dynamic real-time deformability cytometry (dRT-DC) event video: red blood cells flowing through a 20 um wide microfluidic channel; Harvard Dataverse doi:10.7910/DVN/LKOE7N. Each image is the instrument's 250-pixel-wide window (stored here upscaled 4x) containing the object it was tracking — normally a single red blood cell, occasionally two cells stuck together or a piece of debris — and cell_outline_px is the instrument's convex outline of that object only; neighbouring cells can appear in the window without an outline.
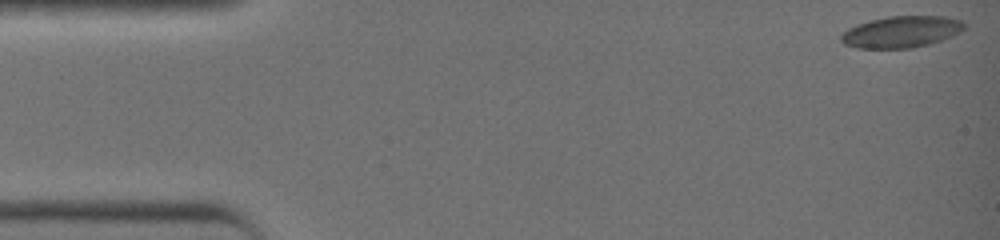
{"species": "common noctule bat (a hibernating species)", "species_latin": "Nyctalus noctula", "temperature_condition": "warm", "stored_images_in_passage": 13, "camera_frame_rate_fps": 3000, "um_per_image_px": 0.085, "animal": {"sex": "female", "body_mass_g": 19.0, "forearm_length_mm": 51.5}, "frame": {"image": 1, "passage_image": 1, "time_ms": 0.0, "image_size_px": [1000, 240], "cell_outline_px": [[964, 28], [952, 36], [928, 44], [912, 48], [856, 48], [844, 44], [840, 40], [840, 36], [848, 28], [856, 24], [888, 16], [944, 16], [960, 20], [964, 24]], "centroid_in_image_um": [76.57, 2.71], "position_along_channel_um": 8.4, "area_um2": 22.48}}
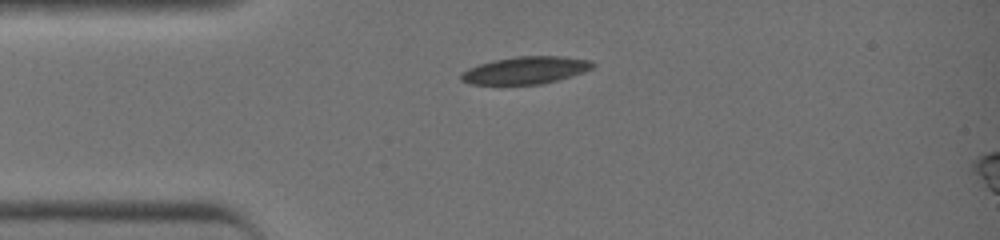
{"frame": {"image": 2, "passage_image": 10, "time_ms": 3.0, "image_size_px": [1000, 240], "cell_outline_px": [[596, 64], [592, 68], [584, 72], [556, 80], [540, 84], [468, 84], [460, 80], [460, 72], [468, 68], [492, 60], [516, 56], [560, 56], [592, 60]], "centroid_in_image_um": [44.65, 5.96], "position_along_channel_um": 40.4, "area_um2": 21.04}}